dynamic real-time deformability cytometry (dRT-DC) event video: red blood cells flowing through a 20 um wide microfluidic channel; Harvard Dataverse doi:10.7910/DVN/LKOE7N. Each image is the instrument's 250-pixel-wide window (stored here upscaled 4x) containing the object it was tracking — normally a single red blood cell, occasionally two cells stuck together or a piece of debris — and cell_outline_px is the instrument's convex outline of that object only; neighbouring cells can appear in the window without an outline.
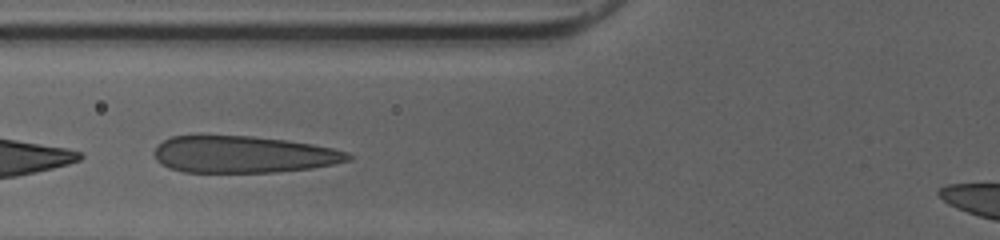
{"species": "human", "species_latin": "Homo sapiens", "temperature_condition": "cold", "stored_images_in_passage": 12, "camera_frame_rate_fps": 3000, "um_per_image_px": 0.085, "donor": {"sex": "female"}, "frame": {"image": 1, "passage_image": 10, "time_ms": 3.0, "image_size_px": [1000, 240], "cell_outline_px": [[352, 160], [312, 168], [276, 172], [184, 172], [168, 168], [160, 164], [156, 160], [152, 152], [156, 144], [172, 136], [252, 136], [284, 140], [312, 144], [332, 148], [348, 152], [352, 156]], "centroid_in_image_um": [20.64, 13.13], "position_along_channel_um": 105.2, "area_um2": 41.79}}